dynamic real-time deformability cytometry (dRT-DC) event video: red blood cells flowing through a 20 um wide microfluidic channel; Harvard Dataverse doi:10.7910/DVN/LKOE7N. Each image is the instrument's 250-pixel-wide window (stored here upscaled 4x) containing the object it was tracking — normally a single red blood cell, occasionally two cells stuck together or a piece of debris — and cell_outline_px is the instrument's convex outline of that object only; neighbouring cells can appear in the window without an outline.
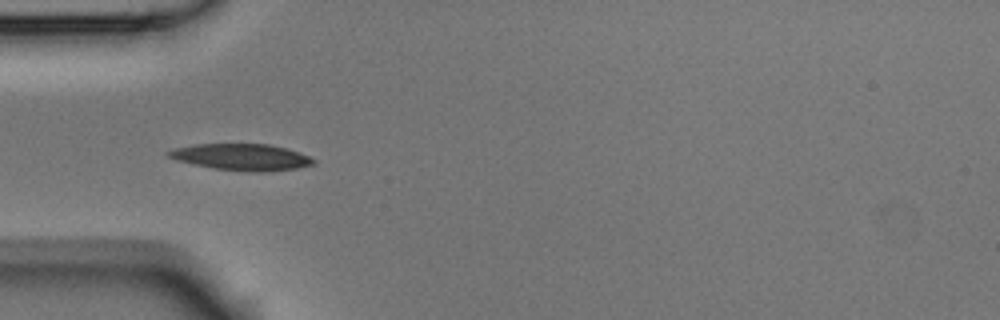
{"species": "Egyptian fruit bat (a non-hibernating species)", "species_latin": "Rousettus aegyptiacus", "temperature_condition": "room temperature", "stored_images_in_passage": 12, "camera_frame_rate_fps": 3000, "um_per_image_px": 0.085, "animal": {"sex": "male"}, "frame": {"image": 1, "passage_image": 3, "time_ms": 0.667, "image_size_px": [1000, 320], "cell_outline_px": [[316, 164], [296, 168], [268, 172], [252, 172], [212, 168], [176, 160], [168, 156], [164, 152], [176, 148], [196, 144], [268, 144], [284, 148], [308, 156], [316, 160]], "centroid_in_image_um": [20.52, 13.36], "position_along_channel_um": 64.5, "area_um2": 22.25}}
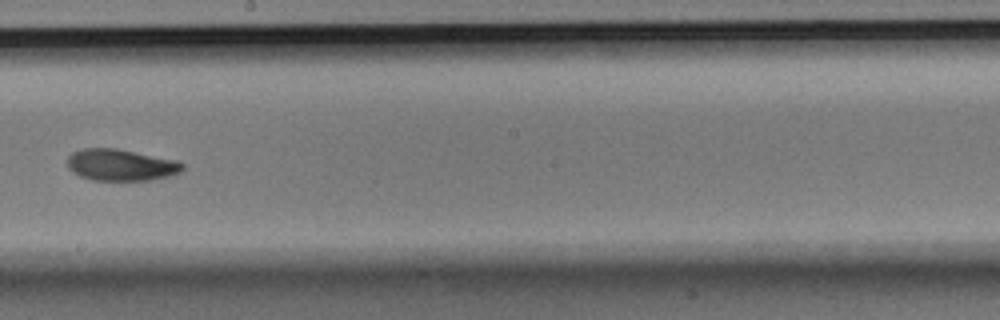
{"frame": {"image": 2, "passage_image": 7, "time_ms": 2.0, "image_size_px": [1000, 320], "cell_outline_px": [[184, 168], [180, 172], [168, 176], [152, 180], [92, 180], [80, 176], [72, 172], [68, 168], [68, 156], [72, 152], [84, 148], [116, 148], [176, 160], [184, 164]], "centroid_in_image_um": [10.26, 14.02], "position_along_channel_um": 237.9, "area_um2": 21.21}}
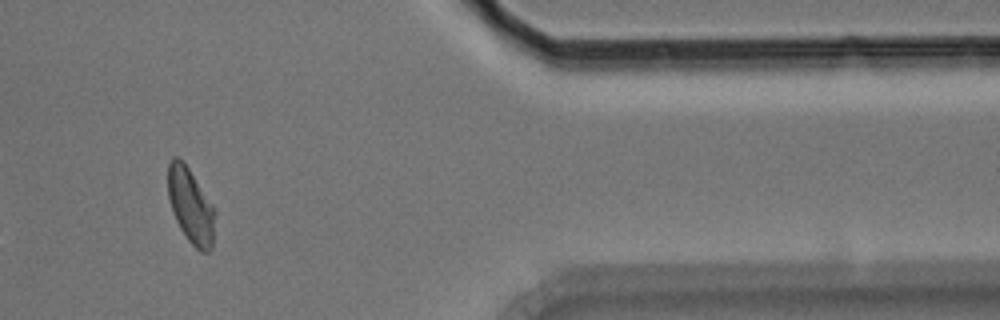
{"frame": {"image": 3, "passage_image": 11, "time_ms": 3.333, "image_size_px": [1000, 320], "cell_outline_px": [[216, 216], [212, 248], [208, 252], [200, 252], [188, 240], [180, 228], [172, 212], [168, 196], [168, 164], [172, 156], [176, 156], [188, 168], [212, 204], [216, 212]], "centroid_in_image_um": [16.22, 17.53], "position_along_channel_um": 395.2, "area_um2": 20.52}}